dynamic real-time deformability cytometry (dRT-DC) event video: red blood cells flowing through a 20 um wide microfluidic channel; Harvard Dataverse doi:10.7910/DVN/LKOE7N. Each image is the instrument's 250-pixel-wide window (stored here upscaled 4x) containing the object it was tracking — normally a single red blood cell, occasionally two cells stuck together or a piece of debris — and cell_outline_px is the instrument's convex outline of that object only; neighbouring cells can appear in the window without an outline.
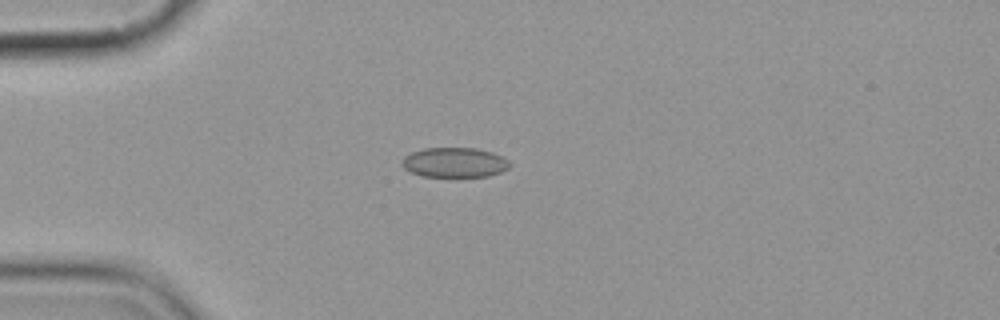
{"species": "common noctule bat (a hibernating species)", "species_latin": "Nyctalus noctula", "temperature_condition": "cold", "stored_images_in_passage": 3, "camera_frame_rate_fps": 3000, "um_per_image_px": 0.085, "animal": {"sex": "female", "body_mass_g": 19.9}, "frame": {"image": 1, "passage_image": 3, "time_ms": 2.333, "image_size_px": [1000, 320], "cell_outline_px": [[512, 164], [508, 168], [500, 172], [488, 176], [424, 176], [412, 172], [404, 168], [400, 164], [404, 156], [412, 152], [424, 148], [476, 148], [492, 152], [508, 160]], "centroid_in_image_um": [38.63, 13.8], "position_along_channel_um": 46.4, "area_um2": 18.61}}